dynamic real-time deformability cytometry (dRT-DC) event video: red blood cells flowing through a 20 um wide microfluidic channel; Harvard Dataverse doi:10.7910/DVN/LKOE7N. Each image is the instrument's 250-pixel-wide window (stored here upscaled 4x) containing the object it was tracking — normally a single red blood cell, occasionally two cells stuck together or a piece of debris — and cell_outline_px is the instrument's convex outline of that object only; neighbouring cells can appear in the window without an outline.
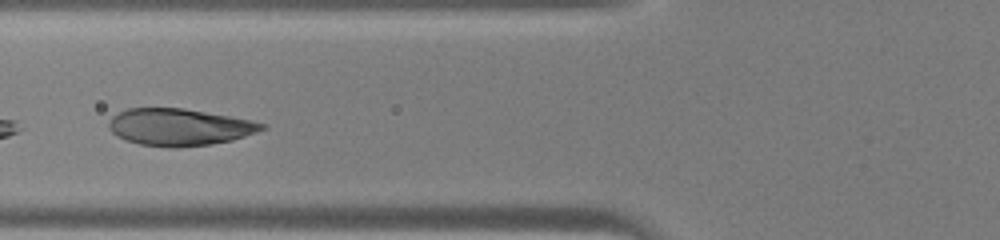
{"species": "human", "species_latin": "Homo sapiens", "temperature_condition": "warm", "stored_images_in_passage": 9, "camera_frame_rate_fps": 3000, "um_per_image_px": 0.085, "donor": {"sex": "male"}, "frame": {"image": 1, "passage_image": 7, "time_ms": 2.0, "image_size_px": [1000, 240], "cell_outline_px": [[268, 128], [232, 140], [212, 144], [176, 148], [172, 148], [140, 144], [124, 140], [116, 136], [108, 128], [108, 120], [112, 116], [128, 108], [184, 108], [252, 120], [268, 124]], "centroid_in_image_um": [15.24, 10.8], "position_along_channel_um": 110.6, "area_um2": 33.23}}